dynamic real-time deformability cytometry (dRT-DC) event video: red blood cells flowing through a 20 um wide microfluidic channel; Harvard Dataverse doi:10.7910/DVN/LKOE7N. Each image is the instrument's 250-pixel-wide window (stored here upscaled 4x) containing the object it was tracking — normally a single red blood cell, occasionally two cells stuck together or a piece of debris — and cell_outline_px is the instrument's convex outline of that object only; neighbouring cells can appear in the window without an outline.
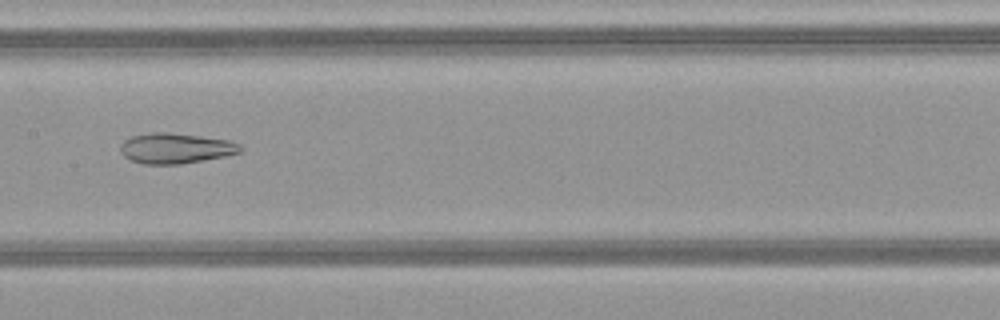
{"species": "common noctule bat (a hibernating species)", "species_latin": "Nyctalus noctula", "temperature_condition": "warm", "stored_images_in_passage": 35, "camera_frame_rate_fps": 3000, "um_per_image_px": 0.085, "animal": {"sex": "female", "body_mass_g": 21.9}, "frame": {"image": 1, "passage_image": 11, "time_ms": 3.333, "image_size_px": [1000, 320], "cell_outline_px": [[244, 148], [240, 152], [224, 156], [204, 160], [180, 164], [144, 164], [132, 160], [124, 156], [120, 152], [120, 144], [124, 140], [132, 136], [152, 132], [168, 132], [200, 136], [228, 140], [240, 144]], "centroid_in_image_um": [14.92, 12.6], "position_along_channel_um": 192.5, "area_um2": 21.21}, "authors_computed_cell_mechanics": {"area_um2": 23.5246, "velocity_mm_per_s": 4.1688, "shape_relaxation_time_tau1_ms": null, "shape_relaxation_time_tau2_ms": 3.5226, "deformation_change_tau1": null, "deformation_change_tau2": 0.1398}}